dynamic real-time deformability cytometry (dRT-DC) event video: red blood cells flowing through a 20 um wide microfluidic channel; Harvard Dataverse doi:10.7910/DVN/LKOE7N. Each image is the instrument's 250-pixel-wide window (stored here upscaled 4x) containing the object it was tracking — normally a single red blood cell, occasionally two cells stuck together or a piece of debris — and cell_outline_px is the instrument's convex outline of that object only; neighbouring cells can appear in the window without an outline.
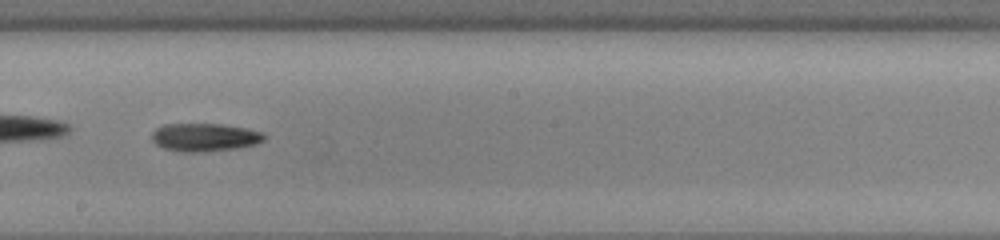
{"species": "common noctule bat (a hibernating species)", "species_latin": "Nyctalus noctula", "temperature_condition": "cold", "stored_images_in_passage": 30, "camera_frame_rate_fps": 3000, "um_per_image_px": 0.085, "animal": {"sex": "male", "body_mass_g": 13.0, "forearm_length_mm": 53.1}, "frame": {"image": 1, "passage_image": 13, "time_ms": 4.0, "image_size_px": [1000, 240], "cell_outline_px": [[264, 140], [256, 144], [236, 148], [204, 152], [180, 152], [164, 148], [156, 144], [152, 140], [152, 132], [156, 128], [164, 124], [220, 124], [248, 128], [264, 132]], "centroid_in_image_um": [17.4, 11.67], "position_along_channel_um": 230.8, "area_um2": 18.5}, "authors_computed_cell_mechanics": {"area_um2": 17.9758, "velocity_mm_per_s": 3.914, "shape_relaxation_time_tau1_ms": 3.0304, "shape_relaxation_time_tau2_ms": null, "deformation_change_tau1": 0.1152, "deformation_change_tau2": null}}